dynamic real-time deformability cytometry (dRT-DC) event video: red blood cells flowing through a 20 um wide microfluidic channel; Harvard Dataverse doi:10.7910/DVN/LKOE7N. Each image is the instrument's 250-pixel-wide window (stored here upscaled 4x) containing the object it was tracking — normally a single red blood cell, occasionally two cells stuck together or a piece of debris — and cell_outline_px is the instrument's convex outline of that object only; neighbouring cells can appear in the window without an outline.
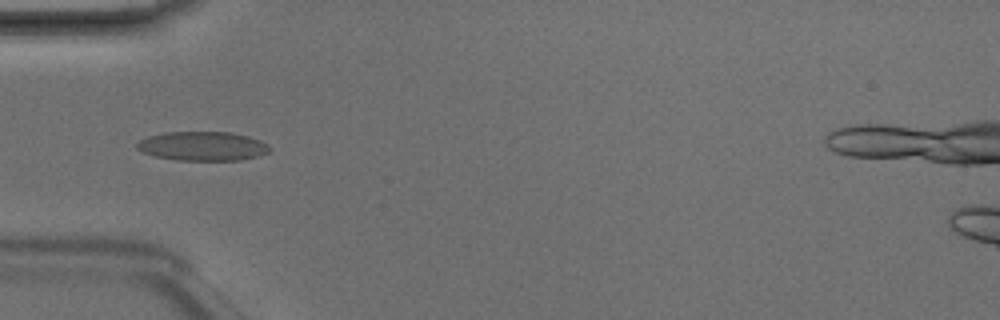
{"species": "Egyptian fruit bat (a non-hibernating species)", "species_latin": "Rousettus aegyptiacus", "temperature_condition": "room temperature", "stored_images_in_passage": 2, "camera_frame_rate_fps": 3000, "um_per_image_px": 0.085, "animal": {"sex": "male"}, "frame": {"image": 1, "passage_image": 2, "time_ms": 0.333, "image_size_px": [1000, 320], "cell_outline_px": [[272, 148], [268, 152], [260, 156], [240, 160], [176, 160], [156, 156], [144, 152], [136, 148], [136, 144], [140, 140], [148, 136], [164, 132], [228, 132], [248, 136], [260, 140], [268, 144]], "centroid_in_image_um": [17.25, 12.42], "position_along_channel_um": 67.7, "area_um2": 22.54}}